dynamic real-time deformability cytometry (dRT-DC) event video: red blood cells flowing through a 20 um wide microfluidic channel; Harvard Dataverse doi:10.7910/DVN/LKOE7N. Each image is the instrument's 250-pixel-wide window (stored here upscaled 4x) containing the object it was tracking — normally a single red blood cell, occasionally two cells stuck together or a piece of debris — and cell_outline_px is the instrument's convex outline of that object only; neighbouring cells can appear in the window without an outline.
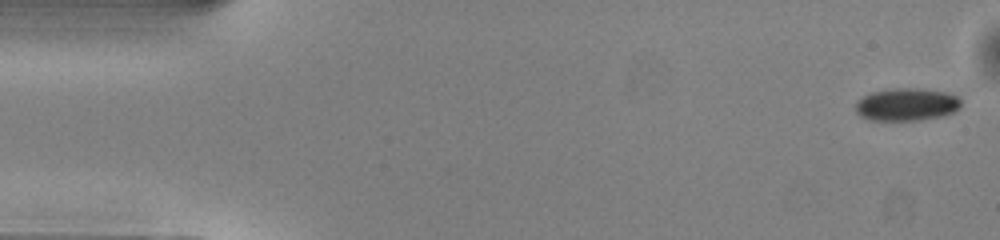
{"species": "common noctule bat (a hibernating species)", "species_latin": "Nyctalus noctula", "temperature_condition": "warm", "stored_images_in_passage": 12, "camera_frame_rate_fps": 3000, "um_per_image_px": 0.085, "animal": {"sex": "male", "body_mass_g": 13.0, "forearm_length_mm": 53.1}, "frame": {"image": 1, "passage_image": 1, "time_ms": 0.0, "image_size_px": [1000, 240], "cell_outline_px": [[960, 108], [944, 116], [920, 120], [868, 120], [860, 116], [856, 112], [856, 100], [872, 92], [888, 88], [920, 88], [944, 92], [956, 96], [960, 100]], "centroid_in_image_um": [77.03, 8.88], "position_along_channel_um": 8.0, "area_um2": 20.17}}